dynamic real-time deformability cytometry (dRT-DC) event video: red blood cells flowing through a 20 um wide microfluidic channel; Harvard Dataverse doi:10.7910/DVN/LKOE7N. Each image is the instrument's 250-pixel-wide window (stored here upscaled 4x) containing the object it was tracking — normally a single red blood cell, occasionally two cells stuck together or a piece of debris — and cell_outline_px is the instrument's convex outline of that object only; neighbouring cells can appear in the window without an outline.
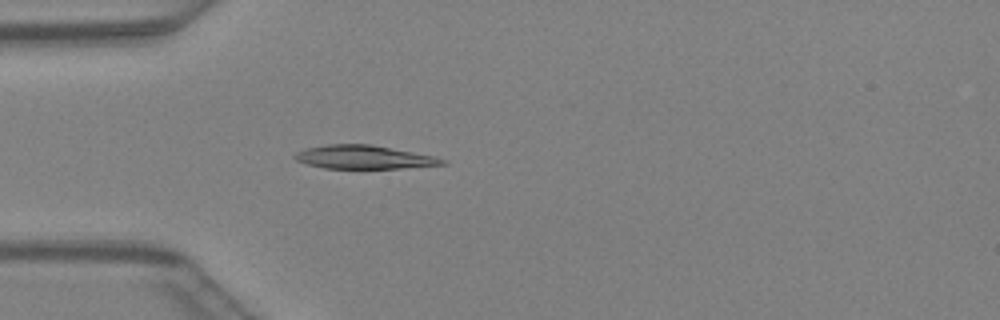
{"species": "Egyptian fruit bat (a non-hibernating species)", "species_latin": "Rousettus aegyptiacus", "temperature_condition": "warm", "stored_images_in_passage": 21, "camera_frame_rate_fps": 3000, "um_per_image_px": 0.085, "animal": {"sex": "female"}, "frame": {"image": 1, "passage_image": 7, "time_ms": 2.0, "image_size_px": [1000, 320], "cell_outline_px": [[448, 160], [444, 164], [400, 168], [324, 168], [308, 164], [296, 160], [292, 156], [296, 152], [304, 148], [328, 144], [372, 144], [432, 156]], "centroid_in_image_um": [30.87, 13.35], "position_along_channel_um": 54.1, "area_um2": 20.0}}
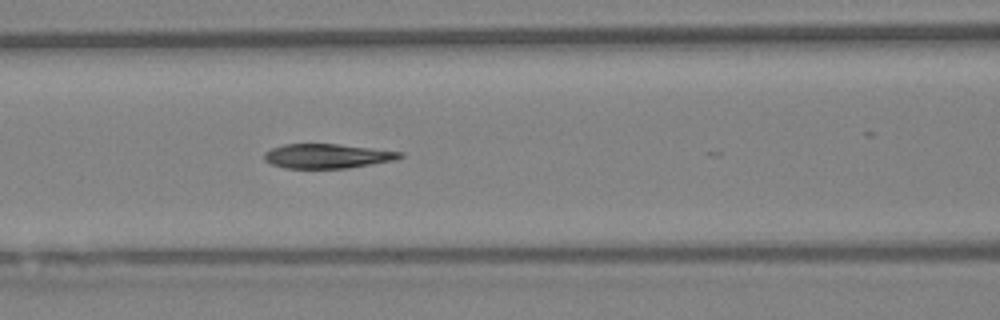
{"frame": {"image": 2, "passage_image": 13, "time_ms": 4.0, "image_size_px": [1000, 320], "cell_outline_px": [[404, 156], [396, 160], [348, 168], [288, 168], [272, 164], [264, 160], [264, 152], [272, 148], [284, 144], [336, 144], [404, 152]], "centroid_in_image_um": [27.83, 13.26], "position_along_channel_um": 138.8, "area_um2": 19.25}}
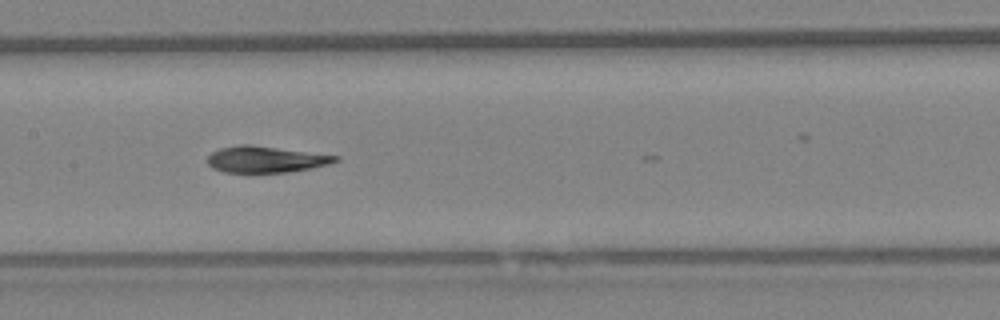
{"frame": {"image": 3, "passage_image": 16, "time_ms": 5.0, "image_size_px": [1000, 320], "cell_outline_px": [[340, 160], [328, 164], [288, 172], [224, 172], [212, 168], [208, 164], [208, 156], [212, 152], [220, 148], [240, 144], [252, 144], [340, 156]], "centroid_in_image_um": [22.57, 13.53], "position_along_channel_um": 184.8, "area_um2": 19.59}}